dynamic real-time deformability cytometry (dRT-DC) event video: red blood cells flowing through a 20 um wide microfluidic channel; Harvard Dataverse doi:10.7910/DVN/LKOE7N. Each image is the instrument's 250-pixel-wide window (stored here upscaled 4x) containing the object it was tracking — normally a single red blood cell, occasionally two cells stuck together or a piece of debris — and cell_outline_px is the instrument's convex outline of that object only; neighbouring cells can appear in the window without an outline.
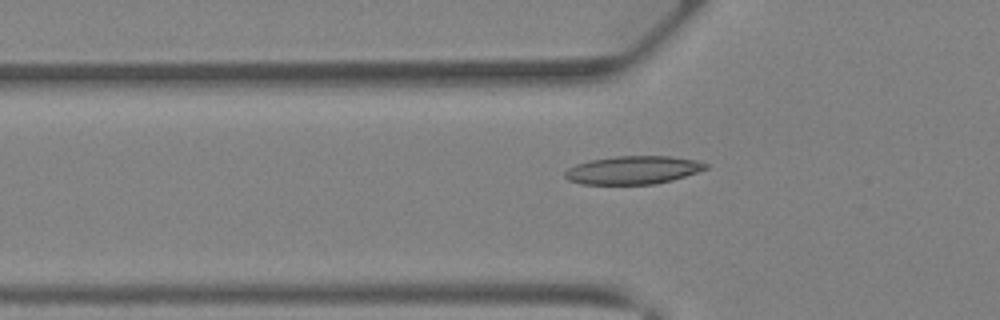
{"species": "Egyptian fruit bat (a non-hibernating species)", "species_latin": "Rousettus aegyptiacus", "temperature_condition": "warm", "stored_images_in_passage": 38, "camera_frame_rate_fps": 3000, "um_per_image_px": 0.085, "animal": {"sex": "female"}, "frame": {"image": 1, "passage_image": 14, "time_ms": 4.333, "image_size_px": [1000, 320], "cell_outline_px": [[708, 168], [672, 180], [656, 184], [580, 184], [568, 180], [564, 176], [564, 172], [568, 168], [576, 164], [592, 160], [616, 156], [672, 156], [696, 160], [708, 164]], "centroid_in_image_um": [53.8, 14.45], "position_along_channel_um": 72.0, "area_um2": 23.06}}
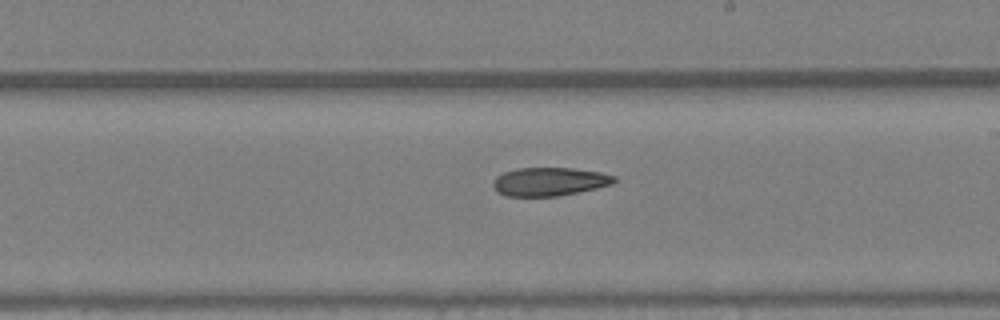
{"frame": {"image": 2, "passage_image": 24, "time_ms": 7.667, "image_size_px": [1000, 320], "cell_outline_px": [[616, 180], [612, 184], [596, 188], [556, 196], [504, 196], [496, 192], [492, 184], [496, 176], [504, 172], [520, 168], [572, 168], [600, 172], [616, 176]], "centroid_in_image_um": [46.67, 15.44], "position_along_channel_um": 242.3, "area_um2": 20.0}}
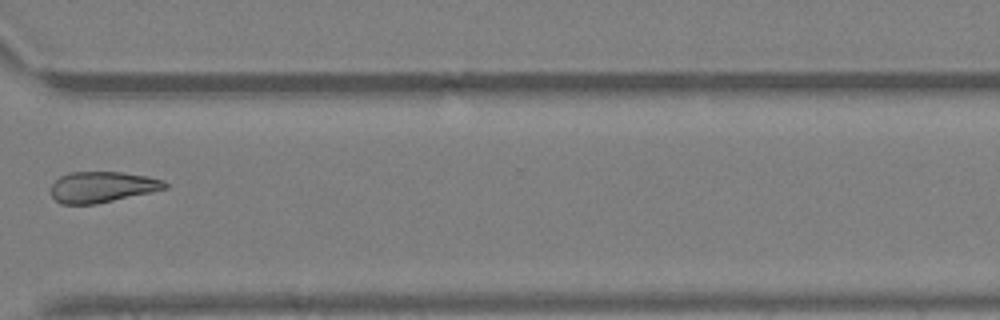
{"frame": {"image": 3, "passage_image": 31, "time_ms": 10.0, "image_size_px": [1000, 320], "cell_outline_px": [[168, 188], [96, 204], [60, 204], [52, 196], [52, 184], [60, 176], [68, 172], [120, 172], [148, 176], [164, 180], [168, 184]], "centroid_in_image_um": [8.69, 15.89], "position_along_channel_um": 361.9, "area_um2": 20.46}}